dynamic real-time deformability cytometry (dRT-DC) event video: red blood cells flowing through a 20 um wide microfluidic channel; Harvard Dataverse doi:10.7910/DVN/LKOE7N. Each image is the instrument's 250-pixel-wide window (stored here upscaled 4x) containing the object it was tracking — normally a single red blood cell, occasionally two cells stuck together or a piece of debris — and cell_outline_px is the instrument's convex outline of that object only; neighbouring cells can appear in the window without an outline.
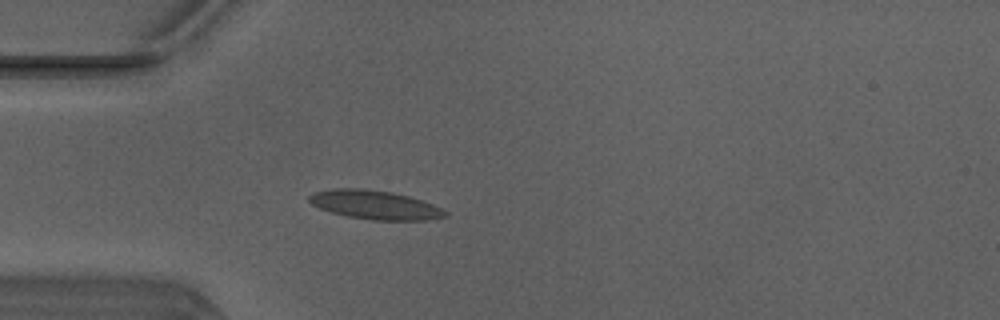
{"species": "Egyptian fruit bat (a non-hibernating species)", "species_latin": "Rousettus aegyptiacus", "temperature_condition": "warm", "stored_images_in_passage": 33, "camera_frame_rate_fps": 3000, "um_per_image_px": 0.085, "animal": {"sex": "male"}, "frame": {"image": 1, "passage_image": 4, "time_ms": 1.0, "image_size_px": [1000, 320], "cell_outline_px": [[448, 216], [424, 220], [372, 220], [348, 216], [332, 212], [320, 208], [312, 204], [308, 200], [308, 196], [312, 192], [332, 188], [360, 188], [392, 192], [408, 196], [432, 204], [448, 212]], "centroid_in_image_um": [31.84, 17.4], "position_along_channel_um": 53.2, "area_um2": 22.77}}
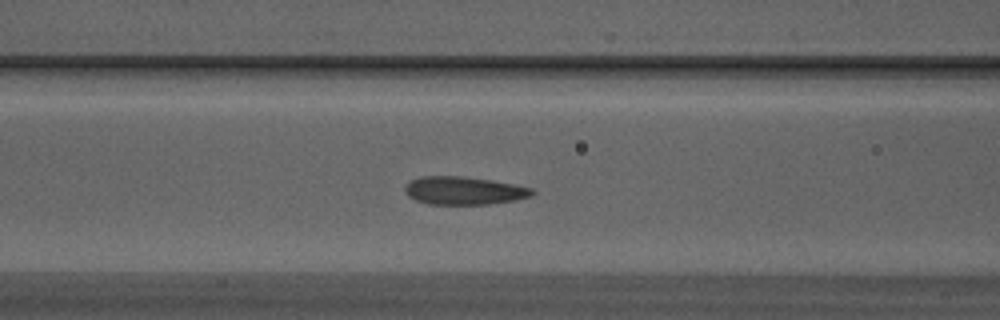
{"frame": {"image": 2, "passage_image": 10, "time_ms": 3.0, "image_size_px": [1000, 320], "cell_outline_px": [[536, 192], [532, 196], [516, 200], [488, 204], [428, 204], [416, 200], [408, 196], [404, 192], [404, 188], [408, 180], [420, 176], [460, 176], [492, 180], [532, 188]], "centroid_in_image_um": [39.4, 16.2], "position_along_channel_um": 127.2, "area_um2": 20.92}}
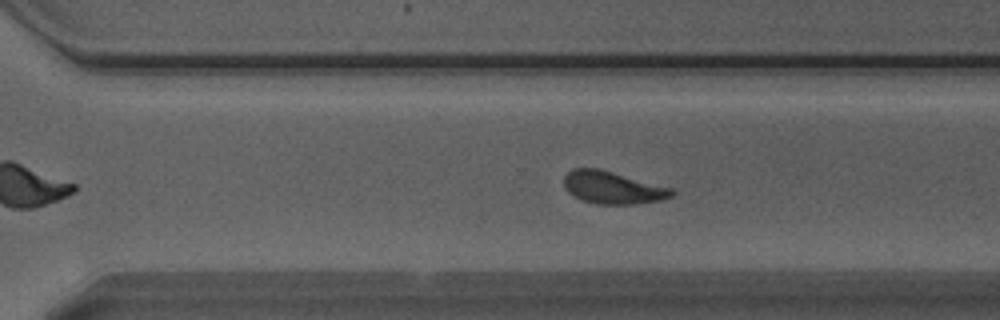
{"frame": {"image": 3, "passage_image": 24, "time_ms": 7.667, "image_size_px": [1000, 320], "cell_outline_px": [[676, 192], [672, 196], [660, 200], [636, 204], [596, 204], [584, 200], [568, 192], [564, 188], [564, 176], [572, 168], [596, 168], [676, 188]], "centroid_in_image_um": [52.12, 15.94], "position_along_channel_um": 318.5, "area_um2": 20.46}, "authors_computed_cell_mechanics": {"area_um2": 20.5768, "velocity_mm_per_s": 4.1073, "shape_relaxation_time_tau1_ms": 2.2597, "shape_relaxation_time_tau2_ms": 0.9555, "deformation_change_tau1": 0.1332, "deformation_change_tau2": 0.0889}}